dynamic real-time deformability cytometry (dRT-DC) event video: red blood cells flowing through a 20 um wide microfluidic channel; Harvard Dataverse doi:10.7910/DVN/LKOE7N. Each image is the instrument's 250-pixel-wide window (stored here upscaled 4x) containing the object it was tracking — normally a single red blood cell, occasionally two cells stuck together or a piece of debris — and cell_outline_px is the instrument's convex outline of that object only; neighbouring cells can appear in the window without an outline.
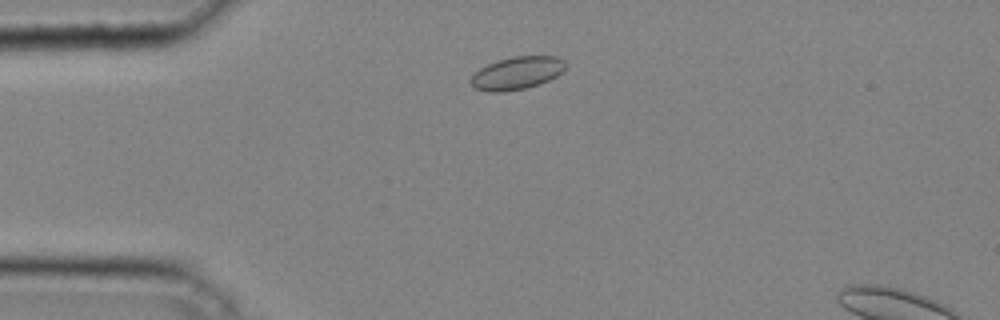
{"species": "common noctule bat (a hibernating species)", "species_latin": "Nyctalus noctula", "temperature_condition": "cold", "stored_images_in_passage": 32, "camera_frame_rate_fps": 3000, "um_per_image_px": 0.085, "animal": {"sex": "male", "body_mass_g": 20.4}, "frame": {"image": 1, "passage_image": 5, "time_ms": 1.333, "image_size_px": [1000, 320], "cell_outline_px": [[564, 68], [556, 76], [540, 84], [524, 88], [504, 92], [488, 92], [476, 88], [472, 84], [472, 76], [480, 68], [496, 60], [512, 56], [556, 56], [564, 60]], "centroid_in_image_um": [43.93, 6.2], "position_along_channel_um": 41.1, "area_um2": 17.86}}
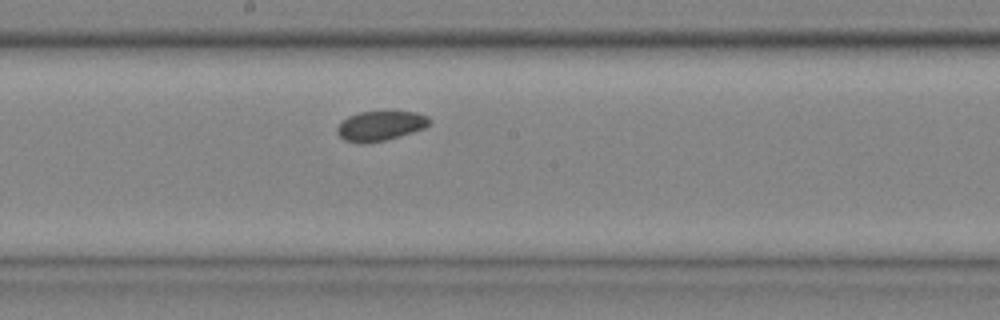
{"frame": {"image": 2, "passage_image": 18, "time_ms": 5.667, "image_size_px": [1000, 320], "cell_outline_px": [[432, 124], [424, 128], [400, 136], [384, 140], [364, 144], [356, 144], [344, 140], [336, 132], [336, 128], [340, 120], [348, 116], [360, 112], [416, 112], [428, 116], [432, 120]], "centroid_in_image_um": [32.31, 10.7], "position_along_channel_um": 215.9, "area_um2": 16.24}}
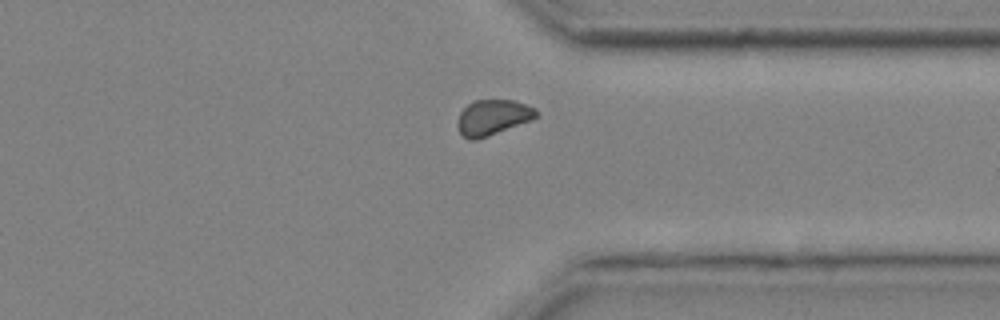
{"frame": {"image": 3, "passage_image": 28, "time_ms": 9.0, "image_size_px": [1000, 320], "cell_outline_px": [[540, 116], [532, 120], [488, 136], [476, 140], [468, 140], [460, 132], [456, 124], [460, 112], [472, 100], [512, 100], [536, 108], [540, 112]], "centroid_in_image_um": [41.9, 9.98], "position_along_channel_um": 369.5, "area_um2": 16.42}}